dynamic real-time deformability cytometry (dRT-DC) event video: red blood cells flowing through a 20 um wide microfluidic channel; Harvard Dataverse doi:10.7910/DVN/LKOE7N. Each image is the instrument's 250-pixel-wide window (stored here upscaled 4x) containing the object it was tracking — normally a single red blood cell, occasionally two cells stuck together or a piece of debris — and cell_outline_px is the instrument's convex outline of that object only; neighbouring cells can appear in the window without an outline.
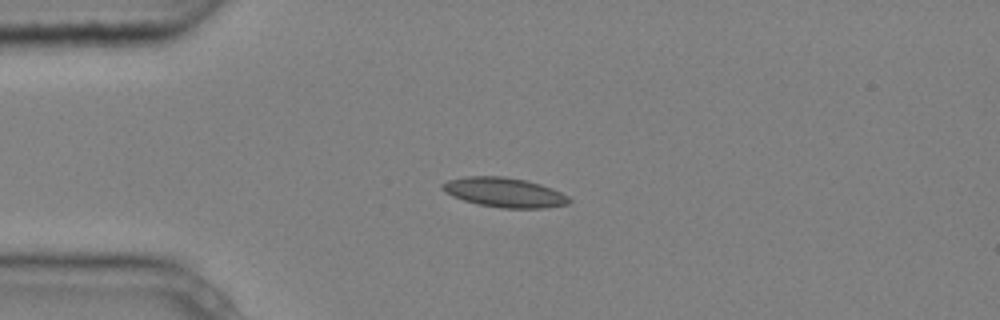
{"species": "common noctule bat (a hibernating species)", "species_latin": "Nyctalus noctula", "temperature_condition": "cold", "stored_images_in_passage": 5, "camera_frame_rate_fps": 3000, "um_per_image_px": 0.085, "animal": {"sex": "male", "body_mass_g": 20.4}, "frame": {"image": 1, "passage_image": 3, "time_ms": 0.667, "image_size_px": [1000, 320], "cell_outline_px": [[572, 200], [568, 204], [548, 208], [500, 208], [480, 204], [464, 200], [452, 196], [440, 188], [440, 184], [448, 180], [468, 176], [504, 176], [524, 180], [540, 184], [552, 188], [568, 196]], "centroid_in_image_um": [42.88, 16.36], "position_along_channel_um": 42.1, "area_um2": 21.85}}
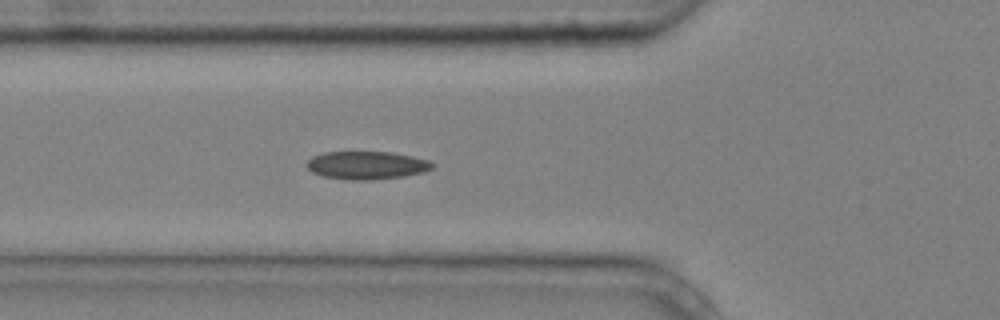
{"frame": {"image": 2, "passage_image": 5, "time_ms": 1.333, "image_size_px": [1000, 320], "cell_outline_px": [[436, 164], [432, 168], [424, 172], [404, 176], [364, 180], [348, 180], [324, 176], [312, 172], [308, 168], [308, 160], [312, 156], [324, 152], [392, 152], [412, 156], [428, 160]], "centroid_in_image_um": [31.19, 14.04], "position_along_channel_um": 94.6, "area_um2": 20.4}}